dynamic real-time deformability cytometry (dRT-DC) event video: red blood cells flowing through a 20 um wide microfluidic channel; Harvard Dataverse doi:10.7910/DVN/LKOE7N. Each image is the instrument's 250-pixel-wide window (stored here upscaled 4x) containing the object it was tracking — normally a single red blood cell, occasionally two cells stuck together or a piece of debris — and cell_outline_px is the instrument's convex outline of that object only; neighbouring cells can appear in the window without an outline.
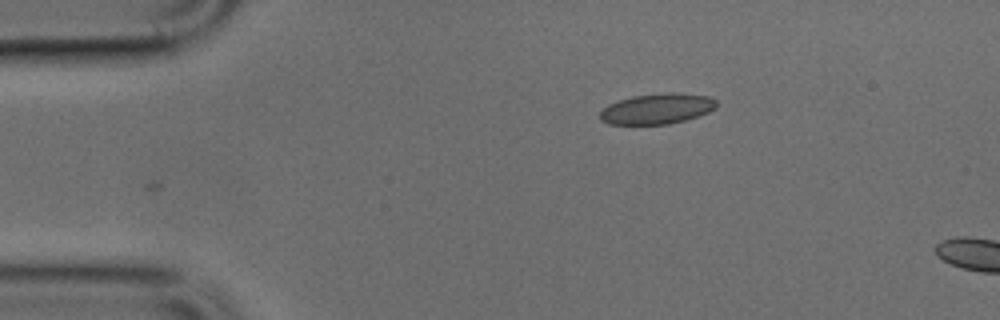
{"species": "common noctule bat (a hibernating species)", "species_latin": "Nyctalus noctula", "temperature_condition": "cold", "stored_images_in_passage": 4, "camera_frame_rate_fps": 3000, "um_per_image_px": 0.085, "animal": {"sex": "male", "body_mass_g": 17.9, "forearm_length_mm": 54.2}, "frame": {"image": 1, "passage_image": 1, "time_ms": 0.0, "image_size_px": [1000, 320], "cell_outline_px": [[716, 108], [708, 112], [684, 120], [668, 124], [608, 124], [600, 120], [600, 112], [608, 104], [632, 96], [664, 92], [672, 92], [708, 96], [716, 100]], "centroid_in_image_um": [55.83, 9.24], "position_along_channel_um": 29.2, "area_um2": 20.63}}